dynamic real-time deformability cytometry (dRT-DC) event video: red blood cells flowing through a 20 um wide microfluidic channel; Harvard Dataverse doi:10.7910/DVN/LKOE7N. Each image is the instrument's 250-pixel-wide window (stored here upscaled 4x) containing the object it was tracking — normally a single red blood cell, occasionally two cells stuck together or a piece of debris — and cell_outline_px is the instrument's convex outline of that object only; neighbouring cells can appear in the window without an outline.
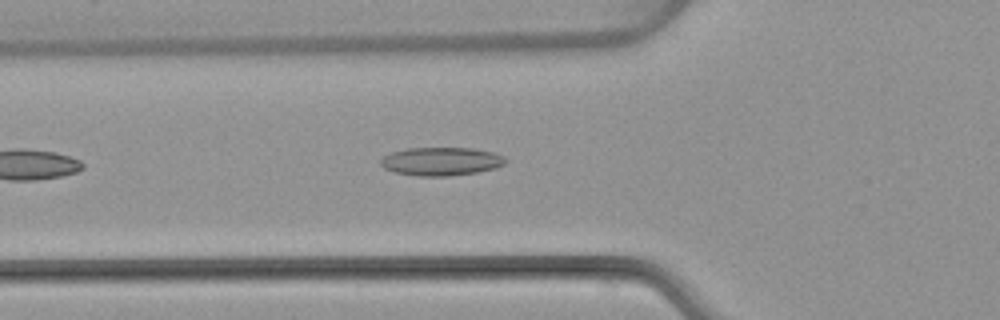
{"species": "common noctule bat (a hibernating species)", "species_latin": "Nyctalus noctula", "temperature_condition": "warm", "stored_images_in_passage": 19, "camera_frame_rate_fps": 3000, "um_per_image_px": 0.085, "animal": {"sex": "female", "body_mass_g": 22.7, "forearm_length_mm": 54.2}, "frame": {"image": 1, "passage_image": 6, "time_ms": 1.667, "image_size_px": [1000, 320], "cell_outline_px": [[508, 160], [504, 164], [496, 168], [476, 172], [448, 176], [416, 176], [396, 172], [384, 168], [380, 164], [380, 160], [384, 156], [392, 152], [408, 148], [472, 148], [492, 152], [504, 156]], "centroid_in_image_um": [37.51, 13.72], "position_along_channel_um": 88.3, "area_um2": 20.58}}
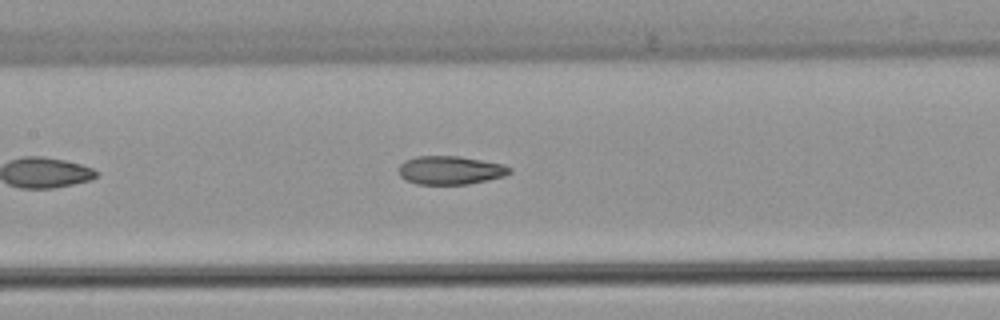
{"frame": {"image": 2, "passage_image": 12, "time_ms": 3.667, "image_size_px": [1000, 320], "cell_outline_px": [[512, 172], [504, 176], [488, 180], [468, 184], [416, 184], [404, 180], [400, 176], [400, 164], [404, 160], [416, 156], [460, 156], [504, 164], [512, 168]], "centroid_in_image_um": [38.29, 14.46], "position_along_channel_um": 169.1, "area_um2": 18.55}}
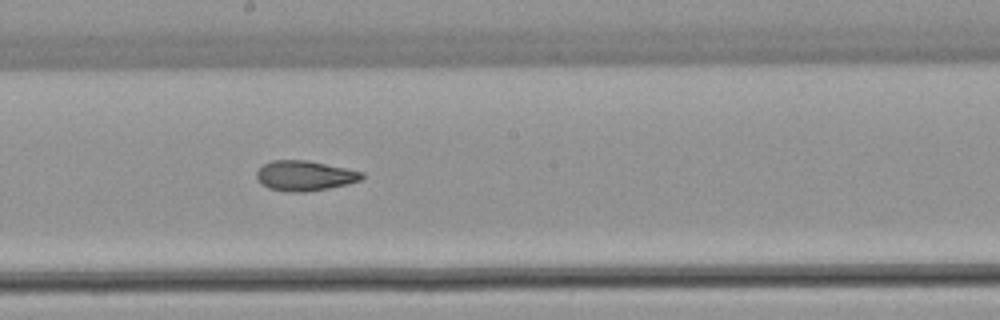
{"frame": {"image": 3, "passage_image": 16, "time_ms": 5.0, "image_size_px": [1000, 320], "cell_outline_px": [[364, 176], [360, 180], [348, 184], [328, 188], [304, 192], [288, 192], [268, 188], [260, 184], [256, 180], [256, 172], [264, 164], [272, 160], [308, 160], [348, 168], [364, 172]], "centroid_in_image_um": [25.89, 14.93], "position_along_channel_um": 222.3, "area_um2": 18.67}}